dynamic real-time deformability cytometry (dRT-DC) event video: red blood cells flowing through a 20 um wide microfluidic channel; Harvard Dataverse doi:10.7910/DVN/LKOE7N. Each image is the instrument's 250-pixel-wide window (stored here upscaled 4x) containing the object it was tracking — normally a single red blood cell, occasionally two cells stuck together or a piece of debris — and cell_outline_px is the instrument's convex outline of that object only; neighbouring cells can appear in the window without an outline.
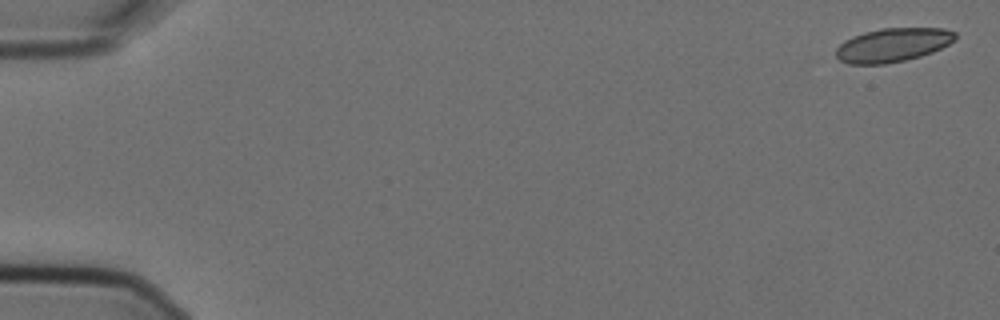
{"species": "Egyptian fruit bat (a non-hibernating species)", "species_latin": "Rousettus aegyptiacus", "temperature_condition": "cold", "stored_images_in_passage": 7, "camera_frame_rate_fps": 3000, "um_per_image_px": 0.085, "animal": {"sex": "female"}, "frame": {"image": 1, "passage_image": 1, "time_ms": 0.0, "image_size_px": [1000, 320], "cell_outline_px": [[956, 40], [932, 52], [920, 56], [904, 60], [884, 64], [848, 64], [840, 60], [836, 56], [836, 48], [844, 40], [852, 36], [864, 32], [880, 28], [944, 28], [956, 32]], "centroid_in_image_um": [75.87, 3.81], "position_along_channel_um": 9.1, "area_um2": 23.52}}
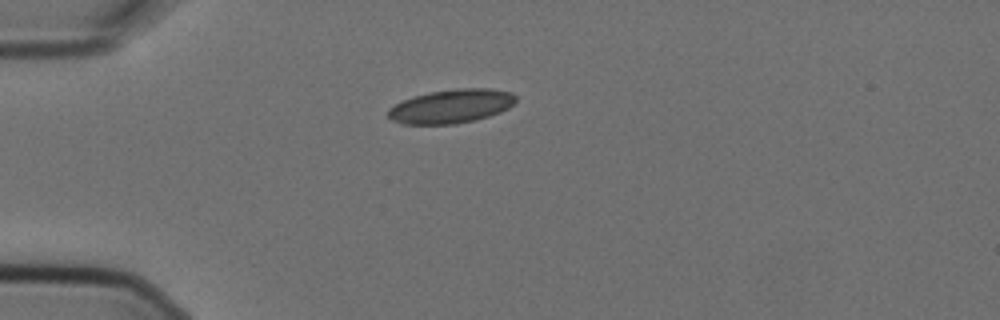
{"frame": {"image": 2, "passage_image": 5, "time_ms": 1.333, "image_size_px": [1000, 320], "cell_outline_px": [[516, 100], [508, 108], [500, 112], [476, 120], [456, 124], [404, 124], [392, 120], [388, 116], [388, 108], [404, 100], [428, 92], [460, 88], [488, 88], [512, 92], [516, 96]], "centroid_in_image_um": [38.37, 9.03], "position_along_channel_um": 46.6, "area_um2": 25.09}}